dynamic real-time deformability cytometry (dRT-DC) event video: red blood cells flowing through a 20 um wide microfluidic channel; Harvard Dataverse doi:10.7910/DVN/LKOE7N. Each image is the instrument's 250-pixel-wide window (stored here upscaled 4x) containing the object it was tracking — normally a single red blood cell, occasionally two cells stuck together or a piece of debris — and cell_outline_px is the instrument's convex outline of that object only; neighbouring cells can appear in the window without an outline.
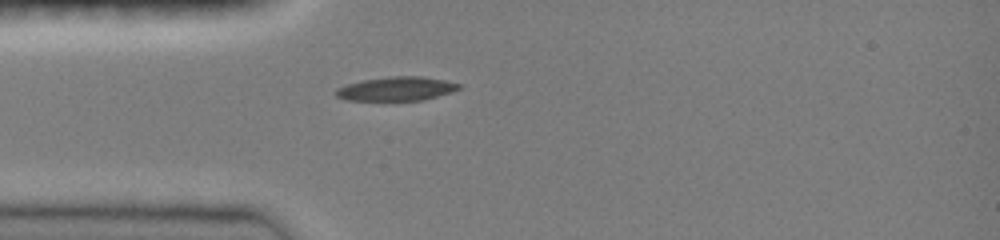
{"species": "common noctule bat (a hibernating species)", "species_latin": "Nyctalus noctula", "temperature_condition": "room temperature", "stored_images_in_passage": 35, "camera_frame_rate_fps": 3000, "um_per_image_px": 0.085, "animal": {"sex": "female", "body_mass_g": 19.0, "forearm_length_mm": 51.5}, "frame": {"image": 1, "passage_image": 1, "time_ms": 0.0, "image_size_px": [1000, 240], "cell_outline_px": [[460, 88], [452, 92], [424, 100], [344, 100], [336, 96], [336, 88], [348, 84], [364, 80], [388, 76], [420, 76], [444, 80], [460, 84]], "centroid_in_image_um": [33.7, 7.54], "position_along_channel_um": 51.3, "area_um2": 17.05}}
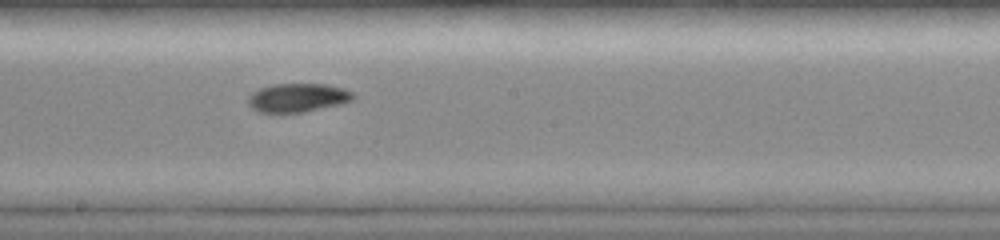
{"frame": {"image": 2, "passage_image": 14, "time_ms": 4.333, "image_size_px": [1000, 240], "cell_outline_px": [[356, 96], [352, 100], [340, 104], [304, 112], [260, 112], [252, 108], [248, 104], [248, 96], [252, 92], [260, 88], [272, 84], [328, 84], [344, 88], [352, 92]], "centroid_in_image_um": [25.31, 8.29], "position_along_channel_um": 222.9, "area_um2": 17.57}}
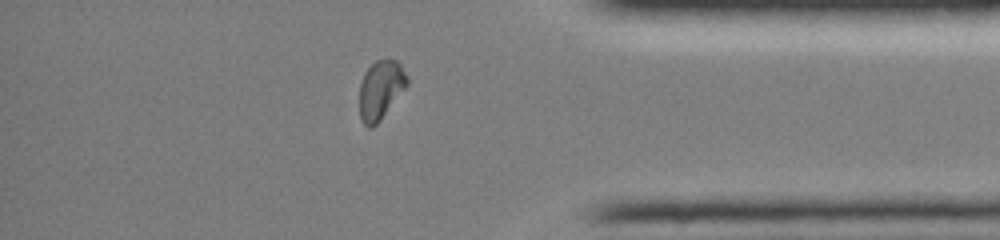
{"frame": {"image": 3, "passage_image": 28, "time_ms": 9.0, "image_size_px": [1000, 240], "cell_outline_px": [[408, 84], [380, 120], [372, 128], [368, 128], [360, 120], [360, 84], [364, 72], [376, 60], [396, 60], [400, 64], [408, 76]], "centroid_in_image_um": [32.35, 7.64], "position_along_channel_um": 402.9, "area_um2": 16.18}, "authors_computed_cell_mechanics": {"area_um2": 17.1088, "velocity_mm_per_s": 4.0615, "shape_relaxation_time_tau1_ms": 9.0411, "shape_relaxation_time_tau2_ms": 5.3744, "deformation_change_tau1": 0.2693, "deformation_change_tau2": 0.0531}}